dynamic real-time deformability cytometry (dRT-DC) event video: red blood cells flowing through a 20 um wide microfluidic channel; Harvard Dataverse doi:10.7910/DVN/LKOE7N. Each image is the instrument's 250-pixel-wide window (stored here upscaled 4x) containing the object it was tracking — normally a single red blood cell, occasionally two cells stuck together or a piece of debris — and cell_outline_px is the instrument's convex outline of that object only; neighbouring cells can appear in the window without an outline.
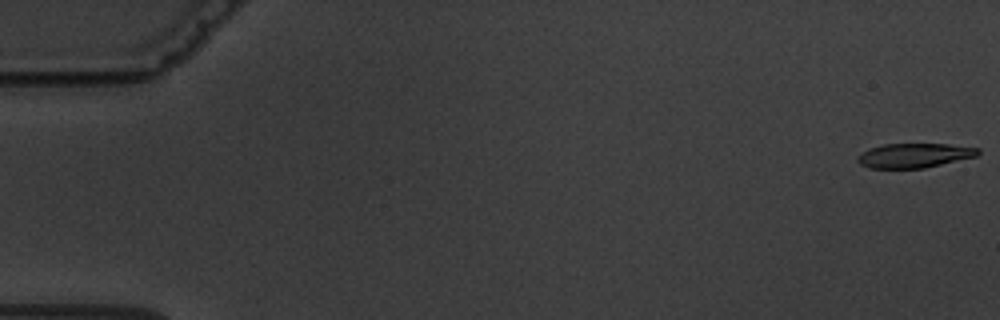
{"species": "common noctule bat (a hibernating species)", "species_latin": "Nyctalus noctula", "temperature_condition": "warm", "stored_images_in_passage": 5, "camera_frame_rate_fps": 3000, "um_per_image_px": 0.085, "animal": {"sex": "male", "body_mass_g": 19.5, "forearm_length_mm": 54.6}, "frame": {"image": 1, "passage_image": 1, "time_ms": 0.0, "image_size_px": [1000, 320], "cell_outline_px": [[980, 152], [976, 156], [924, 168], [868, 168], [860, 164], [856, 160], [856, 156], [872, 148], [884, 144], [948, 144], [980, 148]], "centroid_in_image_um": [77.71, 13.22], "position_along_channel_um": 7.3, "area_um2": 16.99}}
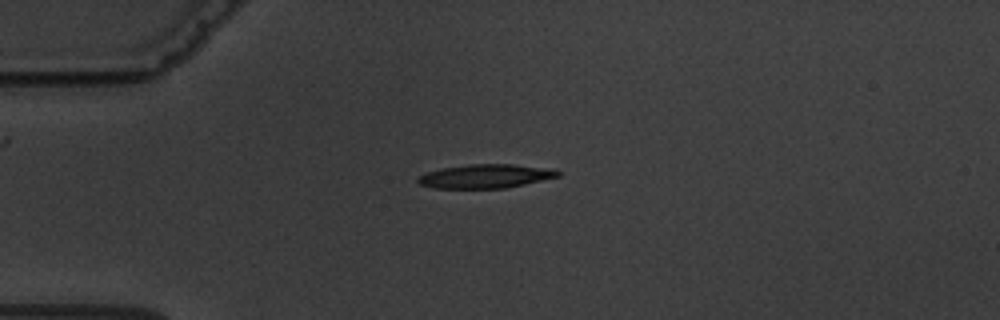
{"frame": {"image": 2, "passage_image": 5, "time_ms": 4.667, "image_size_px": [1000, 320], "cell_outline_px": [[560, 176], [524, 184], [504, 188], [432, 188], [420, 184], [416, 180], [420, 176], [428, 172], [440, 168], [468, 164], [512, 164], [548, 168], [560, 172]], "centroid_in_image_um": [41.24, 14.97], "position_along_channel_um": 43.8, "area_um2": 19.31}}